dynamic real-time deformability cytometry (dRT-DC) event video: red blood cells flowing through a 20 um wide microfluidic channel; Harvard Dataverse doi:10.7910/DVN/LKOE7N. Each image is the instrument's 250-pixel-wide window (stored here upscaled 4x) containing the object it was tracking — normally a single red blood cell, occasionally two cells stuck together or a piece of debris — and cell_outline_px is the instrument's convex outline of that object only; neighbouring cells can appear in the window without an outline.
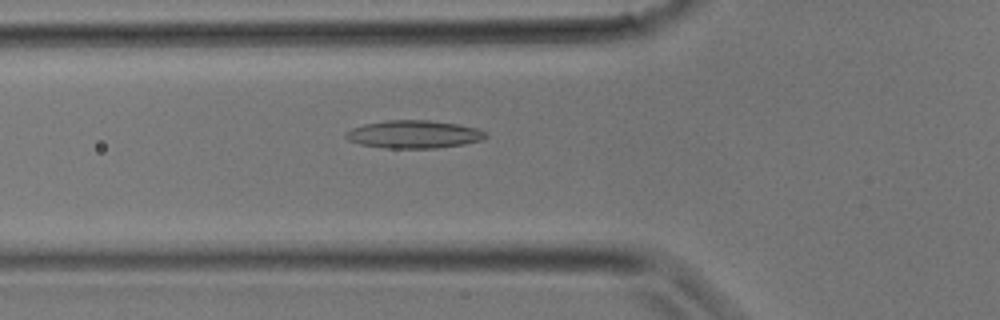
{"species": "common noctule bat (a hibernating species)", "species_latin": "Nyctalus noctula", "temperature_condition": "room temperature", "stored_images_in_passage": 11, "camera_frame_rate_fps": 3000, "um_per_image_px": 0.085, "animal": {"sex": "male", "body_mass_g": 17.9}, "frame": {"image": 1, "passage_image": 5, "time_ms": 1.333, "image_size_px": [1000, 320], "cell_outline_px": [[488, 136], [484, 140], [464, 144], [436, 148], [384, 148], [360, 144], [348, 140], [344, 136], [344, 132], [352, 128], [364, 124], [388, 120], [428, 120], [460, 124], [476, 128], [484, 132]], "centroid_in_image_um": [35.17, 11.42], "position_along_channel_um": 90.6, "area_um2": 22.83}}
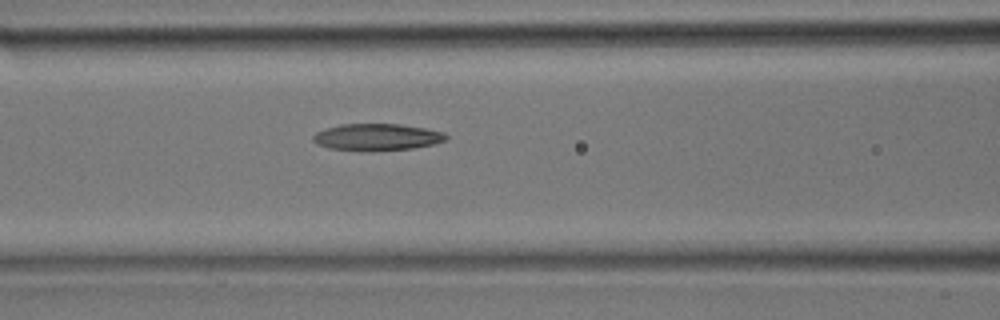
{"frame": {"image": 2, "passage_image": 7, "time_ms": 2.0, "image_size_px": [1000, 320], "cell_outline_px": [[448, 140], [432, 144], [412, 148], [360, 152], [328, 148], [316, 144], [312, 140], [312, 136], [316, 132], [340, 124], [400, 124], [424, 128], [444, 132], [448, 136]], "centroid_in_image_um": [32.01, 11.66], "position_along_channel_um": 134.6, "area_um2": 20.98}}
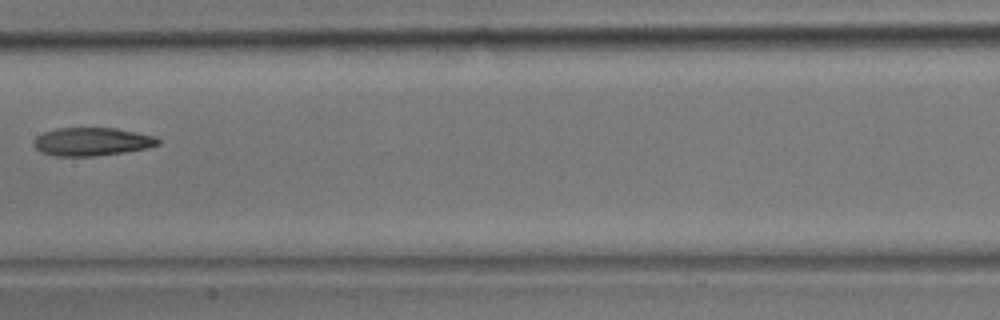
{"frame": {"image": 3, "passage_image": 10, "time_ms": 3.0, "image_size_px": [1000, 320], "cell_outline_px": [[160, 144], [144, 148], [124, 152], [96, 156], [52, 156], [40, 152], [32, 144], [32, 140], [36, 136], [44, 132], [56, 128], [116, 128], [156, 136], [160, 140]], "centroid_in_image_um": [7.76, 12.04], "position_along_channel_um": 199.6, "area_um2": 20.58}}